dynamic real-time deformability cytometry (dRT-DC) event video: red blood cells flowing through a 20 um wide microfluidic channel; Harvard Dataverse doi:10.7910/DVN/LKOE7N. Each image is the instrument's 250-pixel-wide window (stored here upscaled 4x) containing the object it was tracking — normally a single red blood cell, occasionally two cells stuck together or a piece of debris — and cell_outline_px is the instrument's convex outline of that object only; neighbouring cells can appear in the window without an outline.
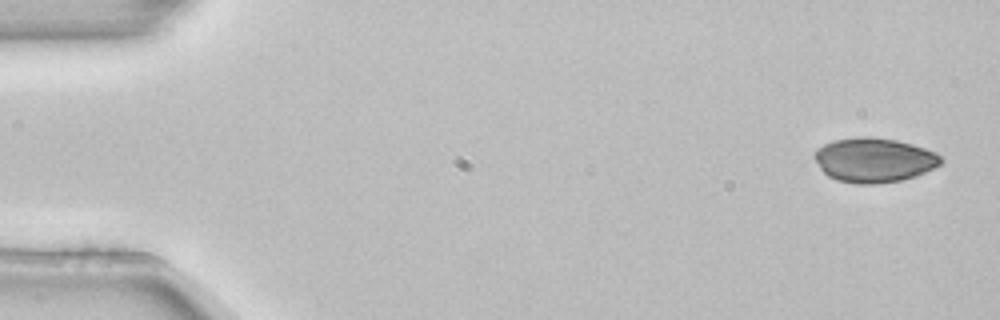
{"species": "common noctule bat (a hibernating species)", "species_latin": "Nyctalus noctula", "temperature_condition": "room temperature", "stored_images_in_passage": 4, "camera_frame_rate_fps": 3000, "um_per_image_px": 0.085, "animal": {"sex": "female", "body_mass_g": 22.7, "forearm_length_mm": 54.2}, "frame": {"image": 1, "passage_image": 1, "time_ms": 0.0, "image_size_px": [1000, 320], "cell_outline_px": [[944, 160], [940, 164], [916, 176], [900, 180], [876, 184], [860, 184], [836, 180], [828, 176], [820, 168], [812, 156], [812, 152], [816, 148], [832, 140], [856, 136], [872, 136], [896, 140], [912, 144], [936, 152]], "centroid_in_image_um": [74.24, 13.58], "position_along_channel_um": 10.8, "area_um2": 33.06}}
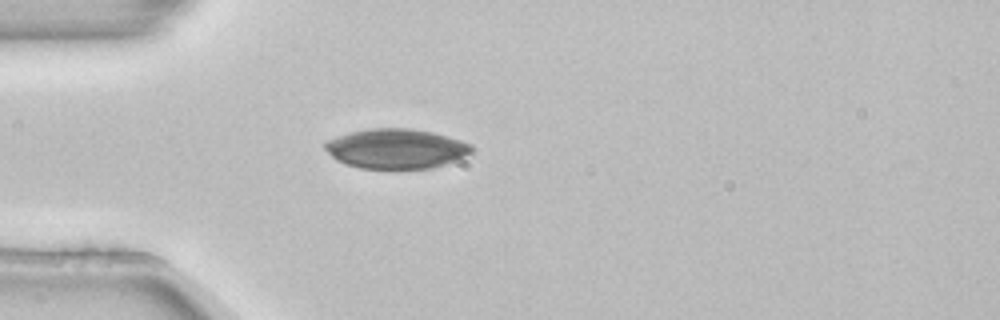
{"frame": {"image": 2, "passage_image": 4, "time_ms": 1.0, "image_size_px": [1000, 320], "cell_outline_px": [[476, 148], [472, 152], [464, 156], [444, 164], [432, 168], [360, 168], [344, 164], [336, 160], [324, 148], [324, 144], [328, 140], [352, 132], [372, 128], [412, 128], [432, 132], [460, 140], [472, 144]], "centroid_in_image_um": [33.69, 12.63], "position_along_channel_um": 51.3, "area_um2": 33.76}}